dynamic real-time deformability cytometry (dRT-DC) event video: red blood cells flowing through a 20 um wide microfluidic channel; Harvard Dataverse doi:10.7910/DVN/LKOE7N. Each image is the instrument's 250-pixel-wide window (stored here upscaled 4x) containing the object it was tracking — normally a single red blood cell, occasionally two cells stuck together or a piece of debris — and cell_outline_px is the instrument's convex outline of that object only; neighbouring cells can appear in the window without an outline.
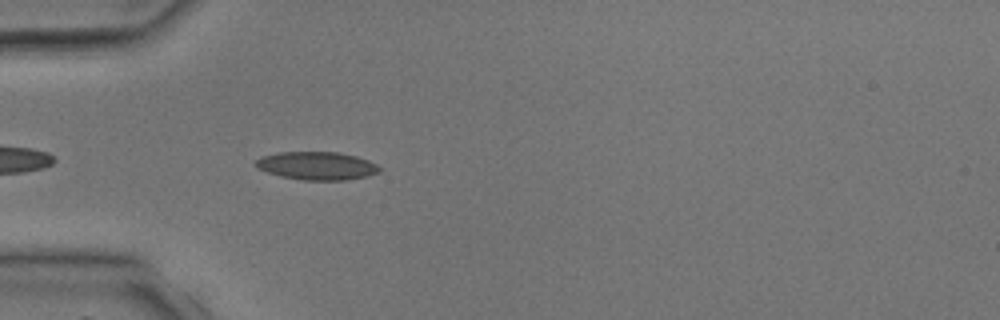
{"species": "common noctule bat (a hibernating species)", "species_latin": "Nyctalus noctula", "temperature_condition": "room temperature", "stored_images_in_passage": 1, "camera_frame_rate_fps": 3000, "um_per_image_px": 0.085, "animal": {"sex": "male", "body_mass_g": 17.9, "forearm_length_mm": 54.2}, "frame": {"image": 1, "passage_image": 1, "time_ms": 0.0, "image_size_px": [1000, 320], "cell_outline_px": [[384, 168], [380, 172], [368, 176], [344, 180], [304, 180], [280, 176], [268, 172], [252, 164], [260, 156], [280, 152], [340, 152], [356, 156], [368, 160]], "centroid_in_image_um": [26.96, 14.09], "position_along_channel_um": 58.0, "area_um2": 20.4}}